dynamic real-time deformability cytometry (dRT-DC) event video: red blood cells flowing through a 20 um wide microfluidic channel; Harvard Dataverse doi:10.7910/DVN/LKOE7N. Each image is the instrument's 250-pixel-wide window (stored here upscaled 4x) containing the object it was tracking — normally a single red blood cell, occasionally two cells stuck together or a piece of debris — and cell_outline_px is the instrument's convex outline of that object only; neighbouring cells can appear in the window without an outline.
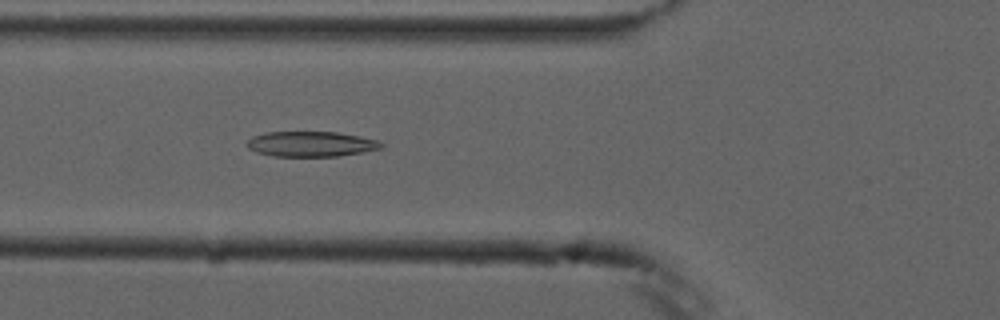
{"species": "common noctule bat (a hibernating species)", "species_latin": "Nyctalus noctula", "temperature_condition": "cold", "stored_images_in_passage": 6, "camera_frame_rate_fps": 3000, "um_per_image_px": 0.085, "animal": {"sex": "male", "forearm_length_mm": 52.5}, "frame": {"image": 1, "passage_image": 6, "time_ms": 5.667, "image_size_px": [1000, 320], "cell_outline_px": [[384, 148], [364, 152], [340, 156], [272, 156], [256, 152], [248, 148], [248, 140], [252, 136], [264, 132], [336, 132], [360, 136], [376, 140], [384, 144]], "centroid_in_image_um": [26.45, 12.24], "position_along_channel_um": 99.3, "area_um2": 19.83}}